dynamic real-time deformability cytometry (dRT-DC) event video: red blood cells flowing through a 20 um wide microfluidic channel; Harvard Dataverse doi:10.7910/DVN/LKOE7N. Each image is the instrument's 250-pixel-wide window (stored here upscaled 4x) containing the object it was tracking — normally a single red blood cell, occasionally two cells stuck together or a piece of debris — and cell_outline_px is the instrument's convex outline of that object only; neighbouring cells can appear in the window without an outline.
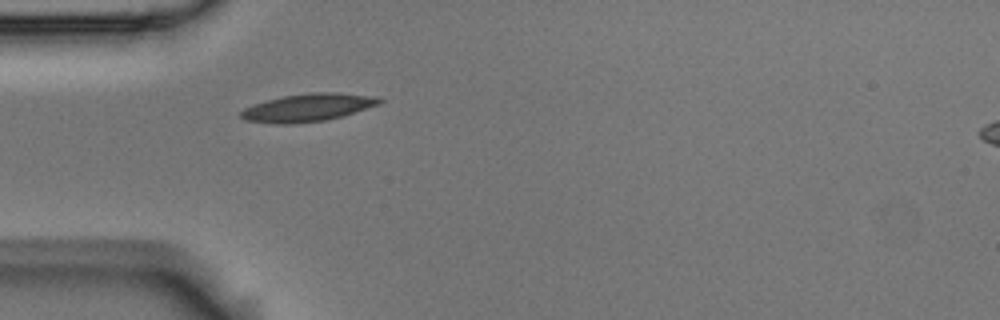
{"species": "Egyptian fruit bat (a non-hibernating species)", "species_latin": "Rousettus aegyptiacus", "temperature_condition": "room temperature", "stored_images_in_passage": 5, "camera_frame_rate_fps": 3000, "um_per_image_px": 0.085, "animal": {"sex": "male"}, "frame": {"image": 1, "passage_image": 5, "time_ms": 1.333, "image_size_px": [1000, 320], "cell_outline_px": [[384, 100], [380, 104], [344, 116], [324, 120], [288, 124], [280, 124], [244, 120], [240, 116], [240, 112], [244, 108], [252, 104], [284, 96], [312, 92], [340, 92], [380, 96]], "centroid_in_image_um": [26.23, 9.13], "position_along_channel_um": 58.8, "area_um2": 22.6}}